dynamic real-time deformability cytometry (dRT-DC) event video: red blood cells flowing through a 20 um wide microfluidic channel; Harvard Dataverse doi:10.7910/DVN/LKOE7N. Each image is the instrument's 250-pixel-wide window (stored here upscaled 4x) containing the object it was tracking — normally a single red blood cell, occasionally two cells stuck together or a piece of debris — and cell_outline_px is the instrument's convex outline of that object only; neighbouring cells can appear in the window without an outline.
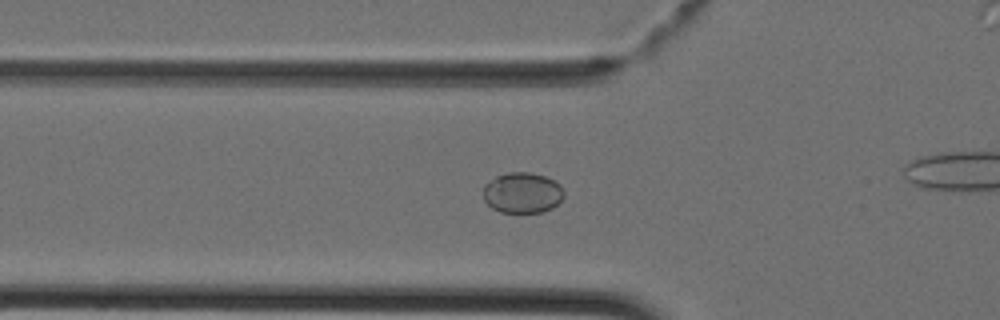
{"species": "Egyptian fruit bat (a non-hibernating species)", "species_latin": "Rousettus aegyptiacus", "temperature_condition": "cold", "stored_images_in_passage": 17, "camera_frame_rate_fps": 3000, "um_per_image_px": 0.085, "animal": {"sex": "female"}, "frame": {"image": 1, "passage_image": 3, "time_ms": 0.667, "image_size_px": [1000, 320], "cell_outline_px": [[564, 196], [552, 208], [540, 212], [500, 212], [492, 208], [484, 200], [484, 184], [496, 176], [508, 172], [528, 172], [544, 176], [560, 184], [564, 192]], "centroid_in_image_um": [44.39, 16.38], "position_along_channel_um": 81.4, "area_um2": 19.02}}
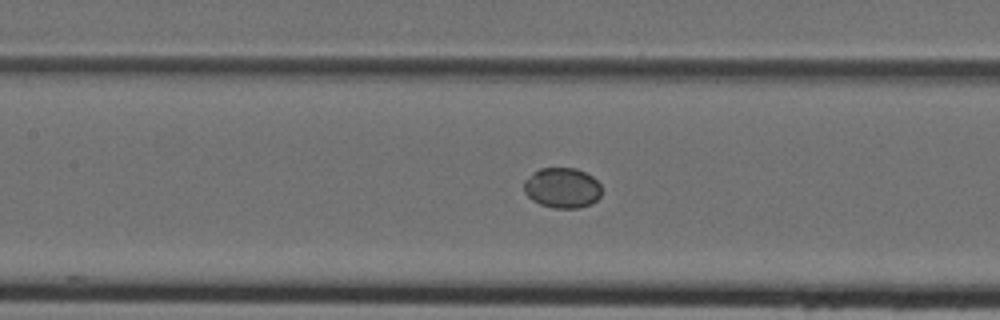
{"frame": {"image": 2, "passage_image": 8, "time_ms": 2.333, "image_size_px": [1000, 320], "cell_outline_px": [[600, 196], [592, 204], [580, 208], [556, 208], [540, 204], [532, 200], [524, 192], [524, 180], [532, 172], [540, 168], [576, 168], [592, 176], [600, 184]], "centroid_in_image_um": [47.77, 15.96], "position_along_channel_um": 159.6, "area_um2": 18.32}}
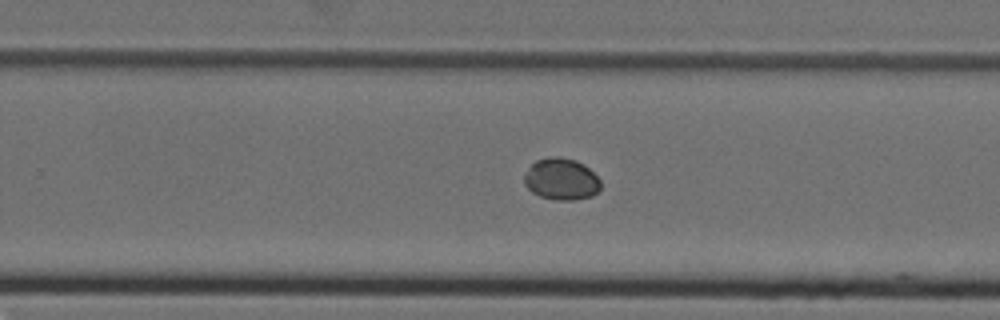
{"frame": {"image": 3, "passage_image": 16, "time_ms": 5.0, "image_size_px": [1000, 320], "cell_outline_px": [[600, 188], [592, 196], [572, 200], [552, 200], [540, 196], [532, 192], [524, 184], [524, 176], [528, 168], [536, 160], [548, 156], [560, 156], [576, 160], [584, 164], [600, 180]], "centroid_in_image_um": [47.69, 15.22], "position_along_channel_um": 282.1, "area_um2": 18.67}}